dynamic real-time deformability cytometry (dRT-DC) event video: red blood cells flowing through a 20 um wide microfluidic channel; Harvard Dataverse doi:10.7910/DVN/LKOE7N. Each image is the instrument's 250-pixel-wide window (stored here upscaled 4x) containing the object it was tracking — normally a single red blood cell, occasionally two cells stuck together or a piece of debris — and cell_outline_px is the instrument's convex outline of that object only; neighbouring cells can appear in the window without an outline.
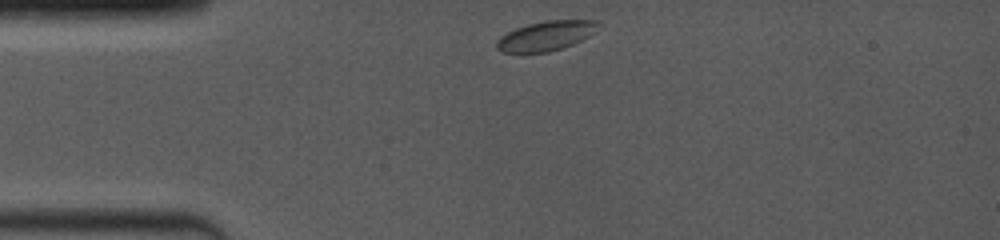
{"species": "common noctule bat (a hibernating species)", "species_latin": "Nyctalus noctula", "temperature_condition": "room temperature", "stored_images_in_passage": 45, "camera_frame_rate_fps": 4000, "um_per_image_px": 0.085, "animal": {"sex": "female", "body_mass_g": 19.0, "forearm_length_mm": 53.3}, "frame": {"image": 1, "passage_image": 1, "time_ms": 0.0, "image_size_px": [1000, 240], "cell_outline_px": [[596, 24], [588, 36], [572, 44], [548, 52], [500, 52], [496, 48], [496, 40], [500, 36], [516, 28], [528, 24], [548, 20], [596, 20]], "centroid_in_image_um": [46.3, 3.05], "position_along_channel_um": 38.7, "area_um2": 16.99}}
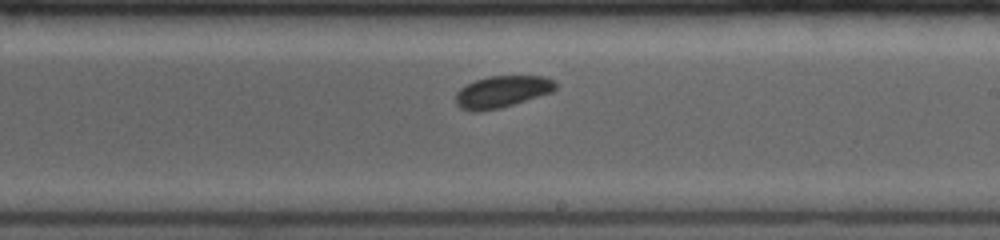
{"frame": {"image": 2, "passage_image": 25, "time_ms": 6.0, "image_size_px": [1000, 240], "cell_outline_px": [[556, 88], [552, 92], [500, 108], [476, 112], [472, 112], [460, 108], [456, 104], [456, 92], [460, 88], [476, 80], [488, 76], [544, 76], [556, 80]], "centroid_in_image_um": [42.67, 7.79], "position_along_channel_um": 246.3, "area_um2": 18.5}}
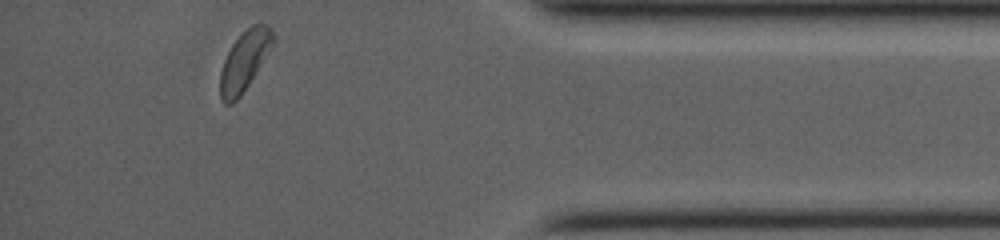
{"frame": {"image": 3, "passage_image": 44, "time_ms": 10.75, "image_size_px": [1000, 240], "cell_outline_px": [[276, 40], [272, 48], [240, 96], [232, 104], [224, 104], [220, 100], [220, 72], [224, 60], [232, 44], [252, 24], [268, 24], [272, 28], [276, 36]], "centroid_in_image_um": [20.81, 5.16], "position_along_channel_um": 414.4, "area_um2": 18.38}}